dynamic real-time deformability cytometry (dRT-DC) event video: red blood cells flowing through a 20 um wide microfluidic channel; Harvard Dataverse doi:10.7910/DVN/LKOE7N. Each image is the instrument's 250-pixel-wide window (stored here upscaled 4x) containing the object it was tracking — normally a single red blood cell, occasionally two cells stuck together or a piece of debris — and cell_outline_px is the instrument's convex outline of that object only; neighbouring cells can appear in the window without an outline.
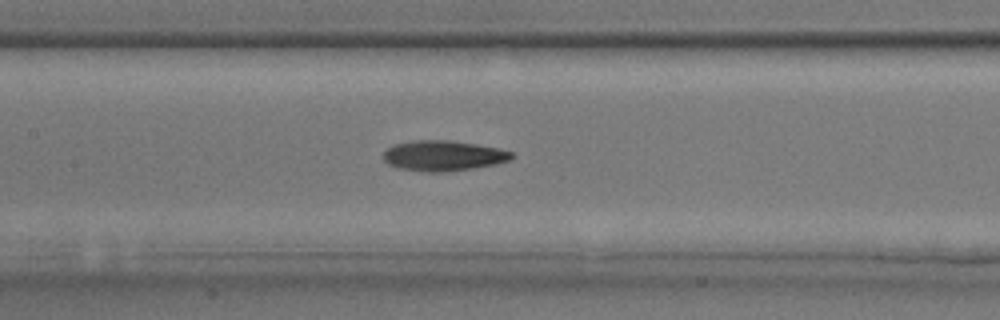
{"species": "common noctule bat (a hibernating species)", "species_latin": "Nyctalus noctula", "temperature_condition": "room temperature", "stored_images_in_passage": 26, "camera_frame_rate_fps": 3000, "um_per_image_px": 0.085, "animal": {"sex": "male", "body_mass_g": 17.9, "forearm_length_mm": 54.2}, "frame": {"image": 1, "passage_image": 12, "time_ms": 3.667, "image_size_px": [1000, 320], "cell_outline_px": [[512, 160], [496, 164], [472, 168], [444, 172], [428, 172], [400, 168], [388, 164], [384, 160], [384, 152], [392, 144], [416, 140], [452, 140], [500, 148], [512, 152]], "centroid_in_image_um": [37.69, 13.23], "position_along_channel_um": 169.7, "area_um2": 22.72}}
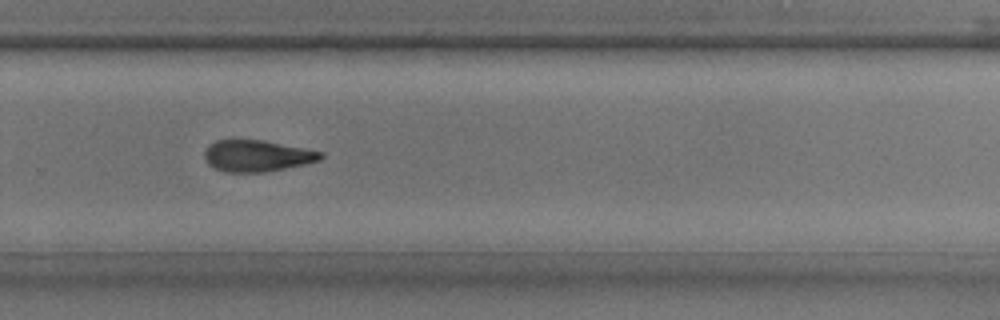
{"frame": {"image": 2, "passage_image": 19, "time_ms": 6.0, "image_size_px": [1000, 320], "cell_outline_px": [[324, 156], [320, 160], [304, 164], [264, 172], [224, 172], [208, 164], [204, 160], [204, 152], [208, 144], [216, 140], [264, 140], [324, 152]], "centroid_in_image_um": [21.82, 13.24], "position_along_channel_um": 308.0, "area_um2": 21.33}}